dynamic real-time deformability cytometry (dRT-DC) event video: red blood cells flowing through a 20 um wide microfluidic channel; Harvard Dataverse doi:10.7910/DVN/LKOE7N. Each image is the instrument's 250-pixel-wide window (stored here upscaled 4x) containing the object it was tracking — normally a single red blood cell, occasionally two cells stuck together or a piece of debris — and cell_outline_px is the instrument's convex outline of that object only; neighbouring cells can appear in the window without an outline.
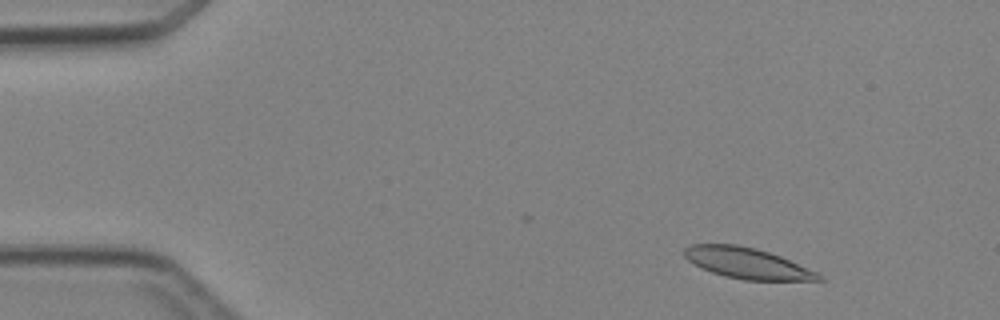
{"species": "Egyptian fruit bat (a non-hibernating species)", "species_latin": "Rousettus aegyptiacus", "temperature_condition": "cold", "stored_images_in_passage": 4, "camera_frame_rate_fps": 3000, "um_per_image_px": 0.085, "animal": {"sex": "female"}, "frame": {"image": 1, "passage_image": 2, "time_ms": 1.333, "image_size_px": [1000, 320], "cell_outline_px": [[824, 280], [744, 280], [724, 276], [700, 268], [688, 260], [684, 256], [684, 248], [692, 244], [736, 244], [756, 248], [780, 256], [816, 272], [824, 276]], "centroid_in_image_um": [63.47, 22.37], "position_along_channel_um": 21.5, "area_um2": 23.99}}